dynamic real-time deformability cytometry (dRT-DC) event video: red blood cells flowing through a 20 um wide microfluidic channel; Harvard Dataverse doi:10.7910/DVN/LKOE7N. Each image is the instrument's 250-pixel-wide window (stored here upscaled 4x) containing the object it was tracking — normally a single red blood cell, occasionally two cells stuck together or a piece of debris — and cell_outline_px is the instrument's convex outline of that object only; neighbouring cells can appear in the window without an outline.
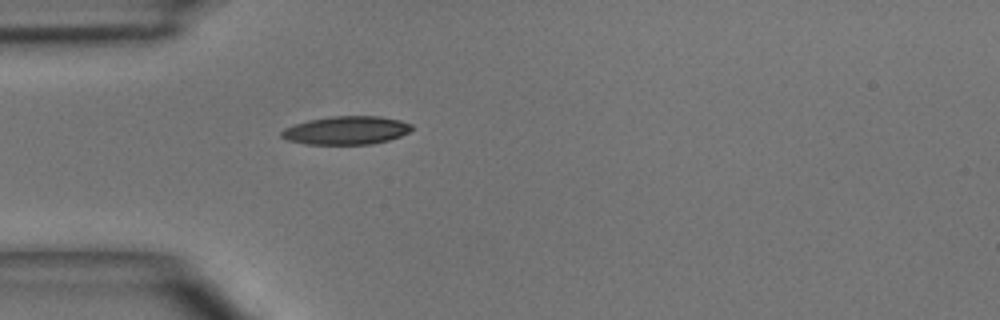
{"species": "common noctule bat (a hibernating species)", "species_latin": "Nyctalus noctula", "temperature_condition": "room temperature", "stored_images_in_passage": 5, "camera_frame_rate_fps": 3000, "um_per_image_px": 0.085, "animal": {"sex": "male", "body_mass_g": 15.6}, "frame": {"image": 1, "passage_image": 5, "time_ms": 5.667, "image_size_px": [1000, 320], "cell_outline_px": [[412, 128], [408, 132], [400, 136], [388, 140], [372, 144], [308, 144], [288, 140], [280, 136], [280, 132], [284, 128], [308, 120], [332, 116], [380, 116], [400, 120], [412, 124]], "centroid_in_image_um": [29.44, 11.07], "position_along_channel_um": 55.6, "area_um2": 21.39}}